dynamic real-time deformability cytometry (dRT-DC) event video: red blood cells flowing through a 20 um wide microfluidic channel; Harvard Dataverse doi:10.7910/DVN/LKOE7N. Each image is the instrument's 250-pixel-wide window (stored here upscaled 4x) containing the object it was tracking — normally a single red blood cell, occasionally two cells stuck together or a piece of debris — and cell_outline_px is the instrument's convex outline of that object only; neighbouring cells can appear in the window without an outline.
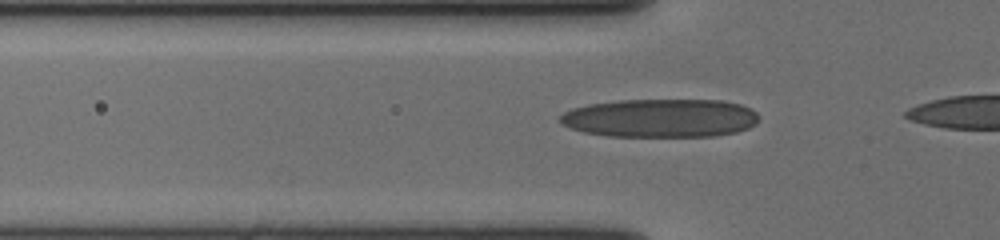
{"species": "human", "species_latin": "Homo sapiens", "temperature_condition": "cold", "stored_images_in_passage": 25, "camera_frame_rate_fps": 3000, "um_per_image_px": 0.085, "donor": {"sex": "female"}, "frame": {"image": 1, "passage_image": 15, "time_ms": 4.667, "image_size_px": [1000, 240], "cell_outline_px": [[760, 116], [756, 124], [748, 128], [736, 132], [716, 136], [608, 136], [584, 132], [560, 124], [556, 120], [564, 112], [572, 108], [588, 104], [620, 100], [720, 100], [740, 104], [756, 112]], "centroid_in_image_um": [56.12, 10.04], "position_along_channel_um": 69.7, "area_um2": 44.8}}
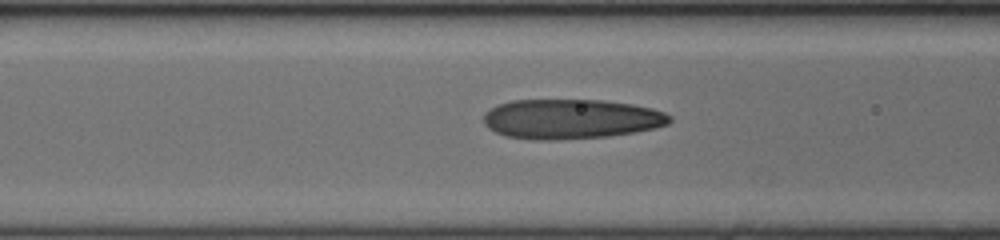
{"frame": {"image": 2, "passage_image": 19, "time_ms": 6.0, "image_size_px": [1000, 240], "cell_outline_px": [[672, 120], [668, 124], [656, 128], [636, 132], [608, 136], [556, 140], [532, 140], [504, 136], [488, 128], [484, 124], [484, 112], [496, 104], [512, 100], [604, 100], [632, 104], [652, 108], [664, 112], [672, 116]], "centroid_in_image_um": [48.52, 10.11], "position_along_channel_um": 118.1, "area_um2": 43.58}}
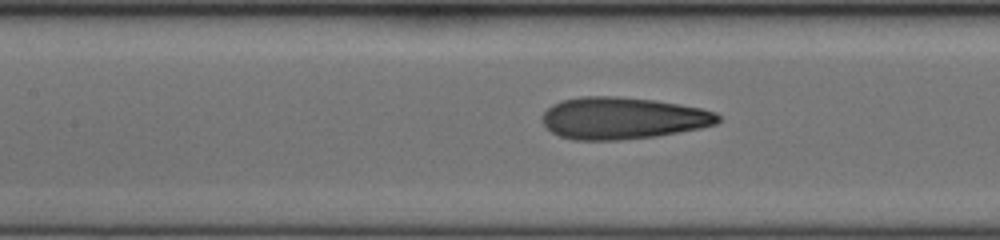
{"frame": {"image": 3, "passage_image": 22, "time_ms": 7.0, "image_size_px": [1000, 240], "cell_outline_px": [[720, 120], [716, 124], [700, 128], [656, 136], [620, 140], [572, 140], [560, 136], [552, 132], [544, 124], [540, 116], [552, 104], [560, 100], [580, 96], [616, 96], [656, 100], [680, 104], [700, 108], [716, 112], [720, 116]], "centroid_in_image_um": [52.91, 10.04], "position_along_channel_um": 154.5, "area_um2": 43.18}}